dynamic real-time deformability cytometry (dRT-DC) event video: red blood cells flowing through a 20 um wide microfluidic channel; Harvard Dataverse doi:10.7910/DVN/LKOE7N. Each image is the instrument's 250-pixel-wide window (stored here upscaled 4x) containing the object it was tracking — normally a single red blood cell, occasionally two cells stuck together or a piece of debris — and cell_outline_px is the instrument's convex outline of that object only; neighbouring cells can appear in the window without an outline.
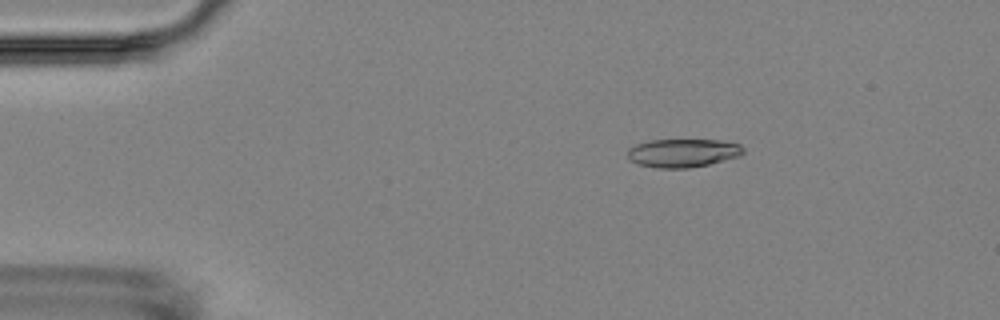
{"species": "Egyptian fruit bat (a non-hibernating species)", "species_latin": "Rousettus aegyptiacus", "temperature_condition": "room temperature", "stored_images_in_passage": 4, "camera_frame_rate_fps": 3000, "um_per_image_px": 0.085, "animal": {"sex": "female"}, "frame": {"image": 1, "passage_image": 4, "time_ms": 3.667, "image_size_px": [1000, 320], "cell_outline_px": [[744, 152], [740, 156], [708, 164], [688, 168], [656, 168], [636, 164], [628, 160], [628, 148], [636, 144], [652, 140], [724, 140], [740, 144], [744, 148]], "centroid_in_image_um": [58.03, 13.0], "position_along_channel_um": 27.0, "area_um2": 19.31}}